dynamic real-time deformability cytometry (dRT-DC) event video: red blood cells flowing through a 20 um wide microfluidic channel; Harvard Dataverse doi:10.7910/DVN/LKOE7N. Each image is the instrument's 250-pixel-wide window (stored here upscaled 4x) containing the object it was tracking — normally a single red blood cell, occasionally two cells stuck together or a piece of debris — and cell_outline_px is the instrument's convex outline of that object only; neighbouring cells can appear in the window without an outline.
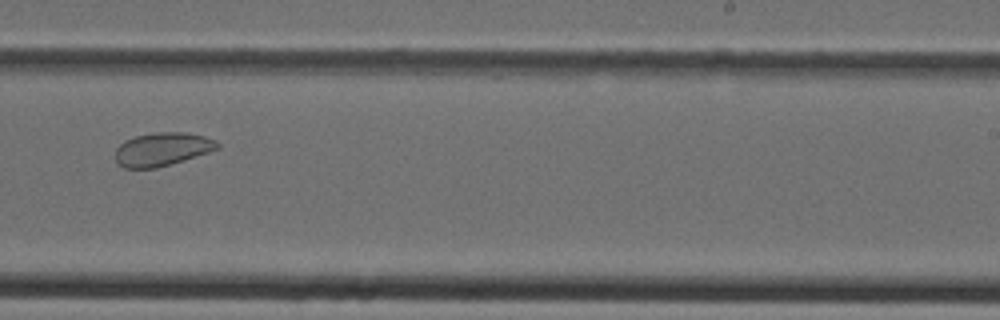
{"species": "Egyptian fruit bat (a non-hibernating species)", "species_latin": "Rousettus aegyptiacus", "temperature_condition": "cold", "stored_images_in_passage": 36, "camera_frame_rate_fps": 3000, "um_per_image_px": 0.085, "animal": {"sex": "female"}, "frame": {"image": 1, "passage_image": 21, "time_ms": 6.667, "image_size_px": [1000, 320], "cell_outline_px": [[220, 148], [184, 160], [156, 168], [124, 168], [116, 164], [116, 148], [124, 140], [136, 136], [156, 132], [188, 132], [204, 136], [216, 140], [220, 144]], "centroid_in_image_um": [13.79, 12.68], "position_along_channel_um": 275.2, "area_um2": 19.94}}